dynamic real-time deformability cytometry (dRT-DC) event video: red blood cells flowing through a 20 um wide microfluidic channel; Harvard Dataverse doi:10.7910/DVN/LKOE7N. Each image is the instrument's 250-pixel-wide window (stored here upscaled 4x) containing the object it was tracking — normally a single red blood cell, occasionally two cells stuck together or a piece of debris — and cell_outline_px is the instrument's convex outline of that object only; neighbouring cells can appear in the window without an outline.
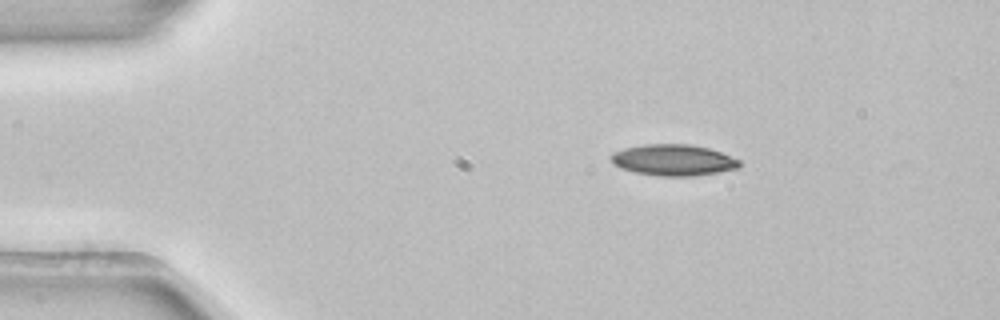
{"species": "common noctule bat (a hibernating species)", "species_latin": "Nyctalus noctula", "temperature_condition": "room temperature", "stored_images_in_passage": 3, "camera_frame_rate_fps": 3000, "um_per_image_px": 0.085, "animal": {"sex": "female", "body_mass_g": 22.7, "forearm_length_mm": 54.2}, "frame": {"image": 1, "passage_image": 2, "time_ms": 0.333, "image_size_px": [1000, 320], "cell_outline_px": [[740, 168], [692, 176], [656, 176], [636, 172], [620, 168], [612, 164], [612, 152], [624, 148], [644, 144], [692, 144], [708, 148], [720, 152], [740, 160]], "centroid_in_image_um": [57.22, 13.6], "position_along_channel_um": 27.8, "area_um2": 23.35}}